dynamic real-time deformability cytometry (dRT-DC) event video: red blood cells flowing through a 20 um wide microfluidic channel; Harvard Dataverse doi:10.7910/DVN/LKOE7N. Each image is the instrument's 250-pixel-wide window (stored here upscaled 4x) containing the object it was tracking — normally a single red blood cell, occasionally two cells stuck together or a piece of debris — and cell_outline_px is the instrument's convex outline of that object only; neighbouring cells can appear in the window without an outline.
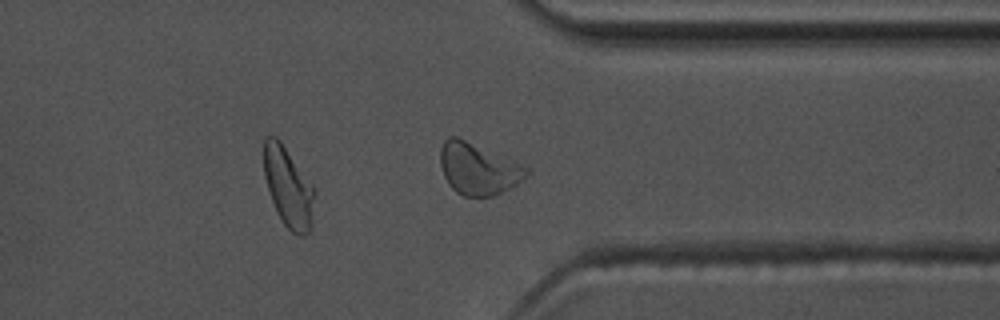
{"species": "common noctule bat (a hibernating species)", "species_latin": "Nyctalus noctula", "temperature_condition": "warm", "stored_images_in_passage": 34, "camera_frame_rate_fps": 3000, "um_per_image_px": 0.085, "animal": {"sex": "male", "body_mass_g": 17.5, "forearm_length_mm": 52.3}, "frame": {"image": 1, "passage_image": 29, "time_ms": 9.333, "image_size_px": [1000, 320], "cell_outline_px": [[532, 172], [528, 176], [516, 184], [492, 196], [464, 196], [456, 192], [448, 184], [444, 176], [440, 164], [440, 148], [444, 140], [448, 136], [456, 136], [520, 164], [528, 168]], "centroid_in_image_um": [40.61, 14.35], "position_along_channel_um": 370.8, "area_um2": 25.55}, "authors_computed_cell_mechanics": {"area_um2": 23.4668, "velocity_mm_per_s": 3.6042, "shape_relaxation_time_tau1_ms": 10.836, "shape_relaxation_time_tau2_ms": 2.6238, "deformation_change_tau1": 0.2291, "deformation_change_tau2": 0.1017}}